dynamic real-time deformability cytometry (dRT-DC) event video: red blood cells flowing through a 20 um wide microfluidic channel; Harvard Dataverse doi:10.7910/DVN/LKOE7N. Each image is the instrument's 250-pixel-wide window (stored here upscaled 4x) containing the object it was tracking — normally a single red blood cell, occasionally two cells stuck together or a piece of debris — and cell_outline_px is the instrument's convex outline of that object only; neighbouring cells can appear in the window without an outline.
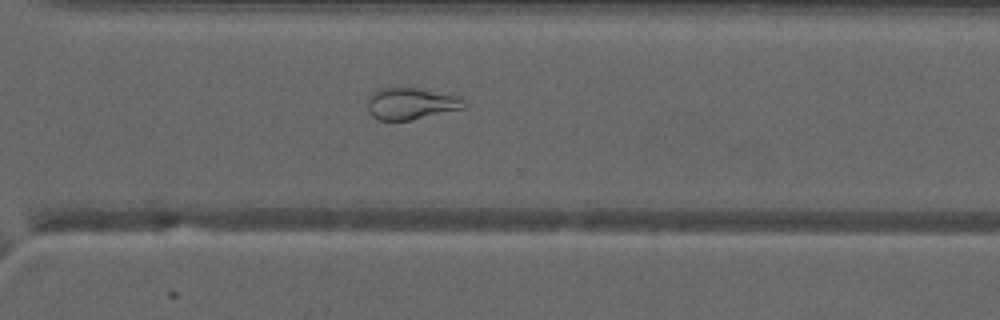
{"species": "common noctule bat (a hibernating species)", "species_latin": "Nyctalus noctula", "temperature_condition": "warm", "stored_images_in_passage": 33, "camera_frame_rate_fps": 3000, "um_per_image_px": 0.085, "animal": {"sex": "male", "forearm_length_mm": 52.5}, "frame": {"image": 1, "passage_image": 21, "time_ms": 6.667, "image_size_px": [1000, 320], "cell_outline_px": [[468, 104], [464, 108], [408, 120], [380, 120], [372, 116], [368, 112], [368, 96], [372, 92], [380, 88], [396, 84], [464, 96]], "centroid_in_image_um": [34.95, 8.74], "position_along_channel_um": 335.7, "area_um2": 18.61}}
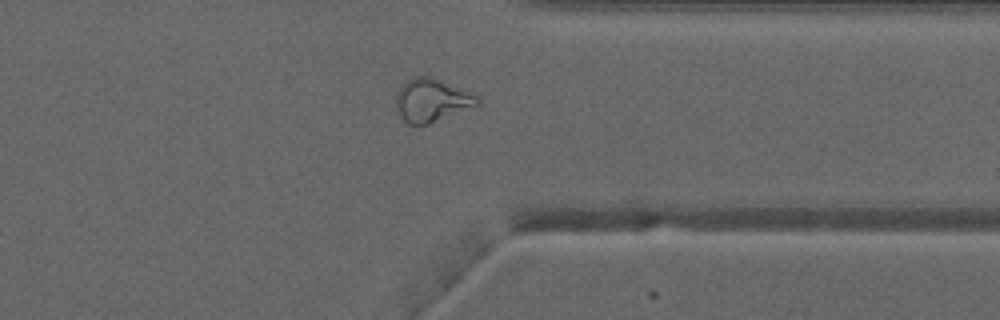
{"frame": {"image": 2, "passage_image": 24, "time_ms": 7.667, "image_size_px": [1000, 320], "cell_outline_px": [[480, 104], [428, 124], [408, 124], [400, 116], [396, 108], [396, 96], [404, 80], [412, 76], [432, 76], [480, 96]], "centroid_in_image_um": [36.69, 8.49], "position_along_channel_um": 374.7, "area_um2": 20.52}}
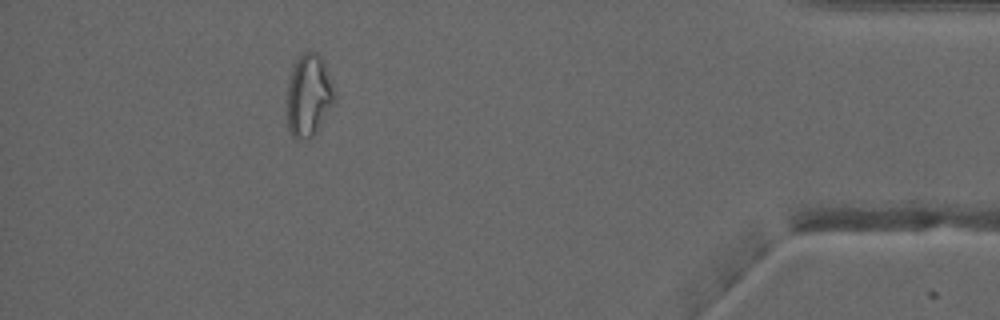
{"frame": {"image": 3, "passage_image": 30, "time_ms": 9.667, "image_size_px": [1000, 320], "cell_outline_px": [[336, 96], [332, 104], [316, 132], [312, 136], [304, 140], [296, 140], [292, 136], [288, 128], [288, 80], [292, 64], [300, 52], [312, 48], [324, 60], [332, 80], [336, 92]], "centroid_in_image_um": [26.24, 8.02], "position_along_channel_um": 409.0, "area_um2": 23.29}}